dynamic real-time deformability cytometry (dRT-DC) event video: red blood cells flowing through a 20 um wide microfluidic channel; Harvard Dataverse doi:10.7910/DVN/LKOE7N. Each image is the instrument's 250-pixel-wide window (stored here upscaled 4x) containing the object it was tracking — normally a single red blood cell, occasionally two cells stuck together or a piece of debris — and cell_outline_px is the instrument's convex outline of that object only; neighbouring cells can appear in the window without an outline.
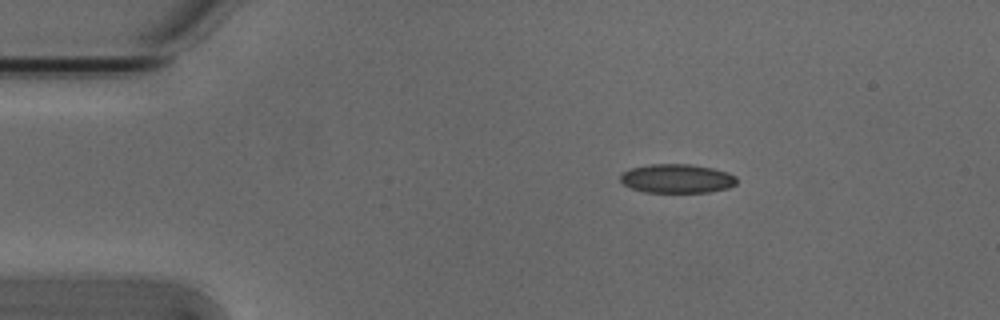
{"species": "Egyptian fruit bat (a non-hibernating species)", "species_latin": "Rousettus aegyptiacus", "temperature_condition": "cold", "stored_images_in_passage": 3, "camera_frame_rate_fps": 3000, "um_per_image_px": 0.085, "animal": {"sex": "male"}, "frame": {"image": 1, "passage_image": 1, "time_ms": 0.0, "image_size_px": [1000, 320], "cell_outline_px": [[736, 184], [728, 188], [708, 192], [644, 192], [632, 188], [624, 184], [620, 180], [620, 176], [624, 172], [632, 168], [652, 164], [688, 164], [712, 168], [728, 172], [736, 176]], "centroid_in_image_um": [57.56, 15.18], "position_along_channel_um": 27.4, "area_um2": 19.48}}